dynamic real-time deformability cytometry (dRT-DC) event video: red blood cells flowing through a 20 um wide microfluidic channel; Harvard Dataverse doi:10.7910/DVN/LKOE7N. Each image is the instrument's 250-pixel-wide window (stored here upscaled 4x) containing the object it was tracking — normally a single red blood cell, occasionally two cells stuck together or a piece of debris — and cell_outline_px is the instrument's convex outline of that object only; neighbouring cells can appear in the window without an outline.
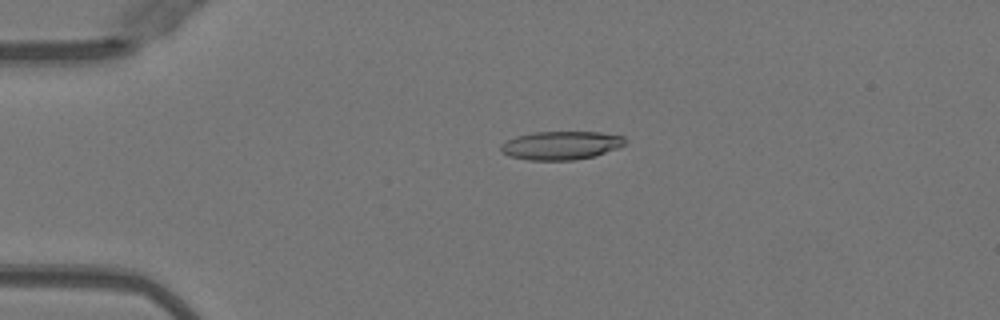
{"species": "Egyptian fruit bat (a non-hibernating species)", "species_latin": "Rousettus aegyptiacus", "temperature_condition": "warm", "stored_images_in_passage": 9, "camera_frame_rate_fps": 3000, "um_per_image_px": 0.085, "animal": {"sex": "female"}, "frame": {"image": 1, "passage_image": 7, "time_ms": 2.0, "image_size_px": [1000, 320], "cell_outline_px": [[624, 144], [616, 148], [596, 156], [572, 160], [528, 160], [508, 156], [500, 152], [500, 144], [504, 140], [516, 136], [532, 132], [600, 132], [624, 136]], "centroid_in_image_um": [47.61, 12.36], "position_along_channel_um": 37.4, "area_um2": 20.75}}